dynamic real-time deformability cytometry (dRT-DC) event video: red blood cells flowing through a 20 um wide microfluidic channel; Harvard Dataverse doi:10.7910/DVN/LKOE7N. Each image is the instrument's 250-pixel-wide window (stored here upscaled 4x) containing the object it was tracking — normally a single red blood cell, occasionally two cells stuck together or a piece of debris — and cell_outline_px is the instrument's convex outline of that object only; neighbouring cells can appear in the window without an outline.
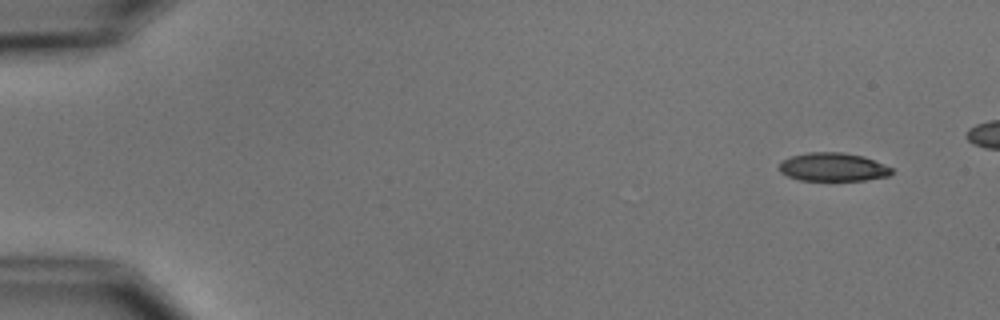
{"species": "common noctule bat (a hibernating species)", "species_latin": "Nyctalus noctula", "temperature_condition": "cold", "stored_images_in_passage": 7, "camera_frame_rate_fps": 3000, "um_per_image_px": 0.085, "animal": {"sex": "male", "body_mass_g": 15.6}, "frame": {"image": 1, "passage_image": 1, "time_ms": 0.0, "image_size_px": [1000, 320], "cell_outline_px": [[892, 172], [888, 176], [864, 180], [800, 180], [788, 176], [780, 172], [780, 164], [784, 160], [792, 156], [808, 152], [840, 152], [864, 156], [892, 168]], "centroid_in_image_um": [70.81, 14.2], "position_along_channel_um": 14.2, "area_um2": 18.38}}
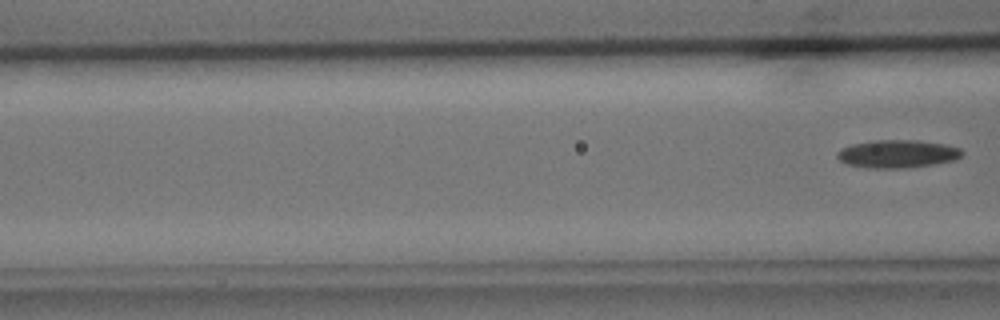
{"frame": {"image": 2, "passage_image": 7, "time_ms": 8.0, "image_size_px": [1000, 320], "cell_outline_px": [[964, 152], [956, 160], [936, 164], [908, 168], [868, 168], [844, 164], [836, 156], [836, 152], [840, 148], [852, 144], [872, 140], [916, 140], [944, 144], [960, 148]], "centroid_in_image_um": [76.26, 13.08], "position_along_channel_um": 90.3, "area_um2": 20.63}}